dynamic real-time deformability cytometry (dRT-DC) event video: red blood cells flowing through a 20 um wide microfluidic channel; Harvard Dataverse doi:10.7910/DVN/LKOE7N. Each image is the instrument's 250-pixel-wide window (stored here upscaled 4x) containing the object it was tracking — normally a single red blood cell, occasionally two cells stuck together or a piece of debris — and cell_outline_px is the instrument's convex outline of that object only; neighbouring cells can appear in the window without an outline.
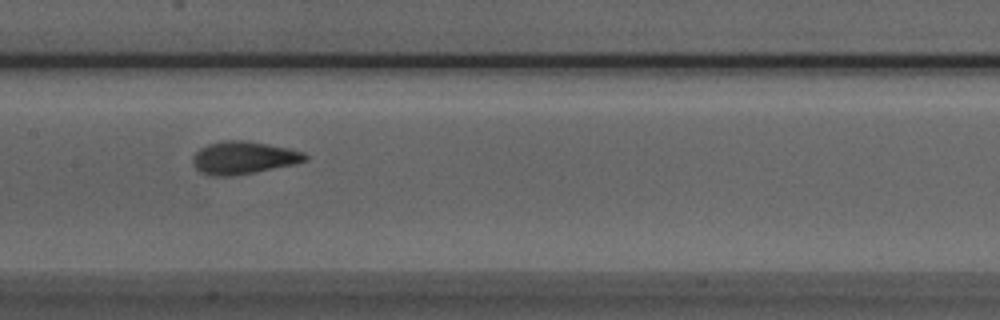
{"species": "Egyptian fruit bat (a non-hibernating species)", "species_latin": "Rousettus aegyptiacus", "temperature_condition": "room temperature", "stored_images_in_passage": 22, "camera_frame_rate_fps": 3000, "um_per_image_px": 0.085, "animal": {"sex": "male"}, "frame": {"image": 1, "passage_image": 10, "time_ms": 3.0, "image_size_px": [1000, 320], "cell_outline_px": [[308, 160], [292, 164], [232, 176], [216, 176], [200, 172], [192, 164], [192, 156], [200, 148], [208, 144], [224, 140], [248, 140], [288, 148], [304, 152], [308, 156]], "centroid_in_image_um": [20.67, 13.39], "position_along_channel_um": 186.7, "area_um2": 21.27}}
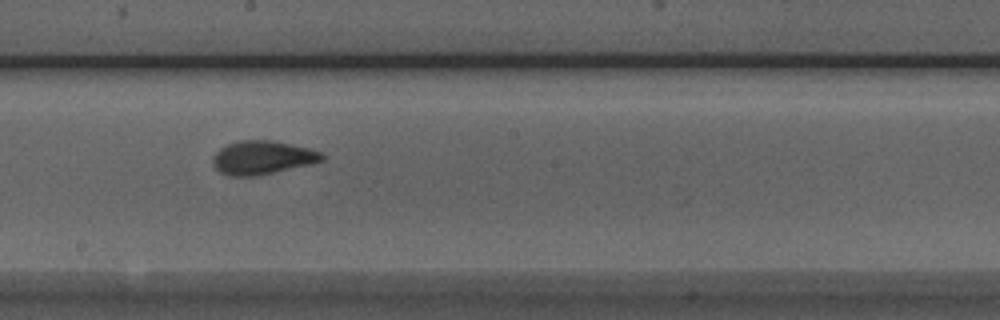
{"frame": {"image": 2, "passage_image": 13, "time_ms": 4.0, "image_size_px": [1000, 320], "cell_outline_px": [[324, 160], [312, 164], [256, 176], [232, 176], [220, 172], [212, 164], [212, 156], [220, 148], [228, 144], [240, 140], [272, 140], [308, 148], [320, 152], [324, 156]], "centroid_in_image_um": [22.29, 13.4], "position_along_channel_um": 225.9, "area_um2": 21.33}}